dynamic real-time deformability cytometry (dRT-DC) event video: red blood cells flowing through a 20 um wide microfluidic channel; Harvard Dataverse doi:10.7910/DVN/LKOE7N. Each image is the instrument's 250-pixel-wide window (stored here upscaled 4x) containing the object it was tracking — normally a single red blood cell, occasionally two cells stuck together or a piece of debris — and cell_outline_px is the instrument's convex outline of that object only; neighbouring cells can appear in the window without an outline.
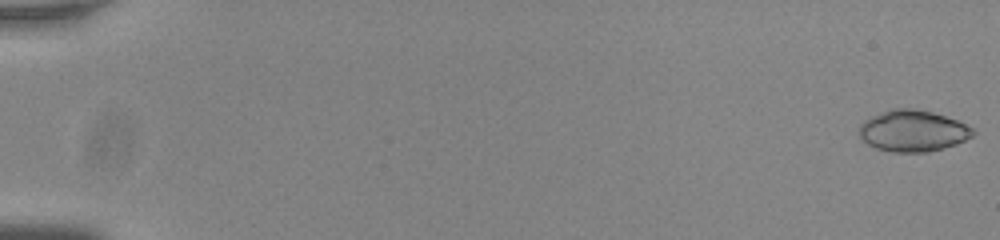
{"species": "common noctule bat (a hibernating species)", "species_latin": "Nyctalus noctula", "temperature_condition": "room temperature", "stored_images_in_passage": 55, "camera_frame_rate_fps": 3000, "um_per_image_px": 0.085, "animal": {"sex": "male", "body_mass_g": 20.0, "forearm_length_mm": 53.3}, "frame": {"image": 1, "passage_image": 1, "time_ms": 0.0, "image_size_px": [1000, 240], "cell_outline_px": [[976, 132], [972, 136], [956, 144], [944, 148], [928, 152], [892, 152], [876, 148], [868, 144], [860, 136], [860, 124], [864, 120], [872, 116], [892, 108], [916, 108], [932, 112], [956, 120], [972, 128]], "centroid_in_image_um": [77.59, 11.12], "position_along_channel_um": 7.4, "area_um2": 27.28}}
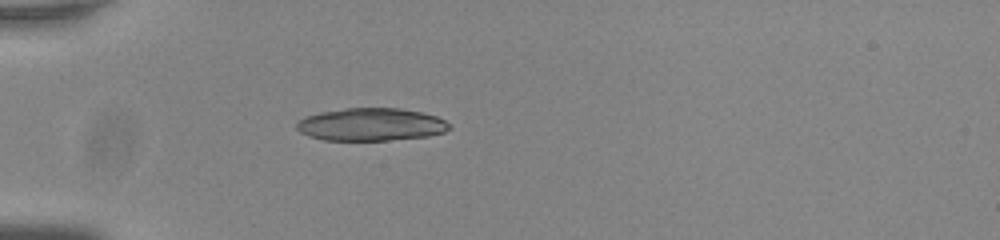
{"frame": {"image": 2, "passage_image": 18, "time_ms": 5.667, "image_size_px": [1000, 240], "cell_outline_px": [[452, 128], [444, 132], [428, 136], [388, 140], [324, 140], [308, 136], [300, 132], [296, 128], [296, 124], [304, 116], [320, 112], [344, 108], [400, 108], [420, 112], [436, 116], [452, 124]], "centroid_in_image_um": [31.54, 10.58], "position_along_channel_um": 53.5, "area_um2": 29.25}}